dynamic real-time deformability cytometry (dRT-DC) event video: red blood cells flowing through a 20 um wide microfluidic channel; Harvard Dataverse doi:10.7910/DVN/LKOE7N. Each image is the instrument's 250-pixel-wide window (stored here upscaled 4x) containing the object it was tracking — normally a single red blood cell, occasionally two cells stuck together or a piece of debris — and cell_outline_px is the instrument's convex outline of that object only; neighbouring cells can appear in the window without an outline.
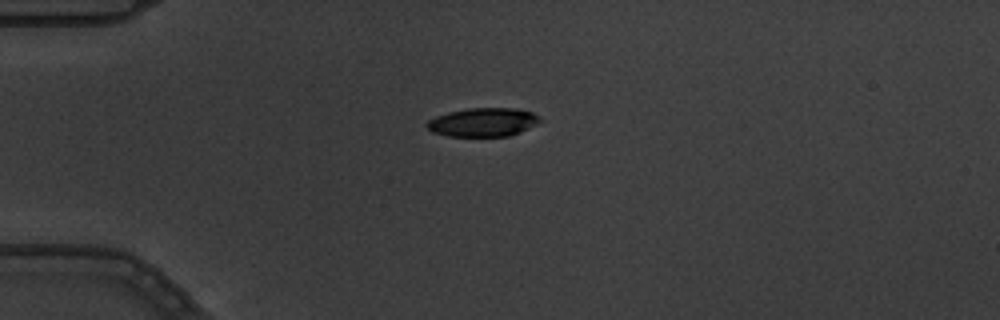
{"species": "common noctule bat (a hibernating species)", "species_latin": "Nyctalus noctula", "temperature_condition": "warm", "stored_images_in_passage": 2, "camera_frame_rate_fps": 3000, "um_per_image_px": 0.085, "animal": {"sex": "male", "body_mass_g": 19.5, "forearm_length_mm": 54.6}, "frame": {"image": 1, "passage_image": 1, "time_ms": 0.0, "image_size_px": [1000, 320], "cell_outline_px": [[544, 120], [520, 132], [508, 136], [448, 136], [432, 132], [424, 124], [428, 120], [436, 116], [448, 112], [468, 108], [516, 108], [532, 112], [540, 116]], "centroid_in_image_um": [41.07, 10.38], "position_along_channel_um": 43.9, "area_um2": 19.02}}